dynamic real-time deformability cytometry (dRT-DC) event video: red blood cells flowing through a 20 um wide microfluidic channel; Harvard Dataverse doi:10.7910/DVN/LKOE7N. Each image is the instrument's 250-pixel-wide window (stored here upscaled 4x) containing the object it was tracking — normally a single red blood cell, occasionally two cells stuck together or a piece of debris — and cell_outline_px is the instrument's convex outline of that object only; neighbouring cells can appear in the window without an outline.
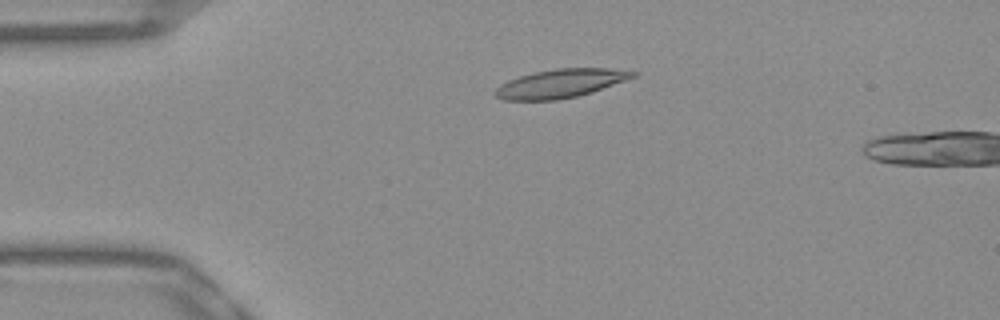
{"species": "Egyptian fruit bat (a non-hibernating species)", "species_latin": "Rousettus aegyptiacus", "temperature_condition": "warm", "stored_images_in_passage": 5, "camera_frame_rate_fps": 3000, "um_per_image_px": 0.085, "frame": {"image": 1, "passage_image": 2, "time_ms": 0.333, "image_size_px": [1000, 320], "cell_outline_px": [[640, 72], [636, 76], [592, 92], [576, 96], [556, 100], [504, 100], [496, 96], [492, 92], [500, 84], [508, 80], [520, 76], [536, 72], [556, 68], [608, 68]], "centroid_in_image_um": [47.63, 7.09], "position_along_channel_um": 37.4, "area_um2": 22.83}}